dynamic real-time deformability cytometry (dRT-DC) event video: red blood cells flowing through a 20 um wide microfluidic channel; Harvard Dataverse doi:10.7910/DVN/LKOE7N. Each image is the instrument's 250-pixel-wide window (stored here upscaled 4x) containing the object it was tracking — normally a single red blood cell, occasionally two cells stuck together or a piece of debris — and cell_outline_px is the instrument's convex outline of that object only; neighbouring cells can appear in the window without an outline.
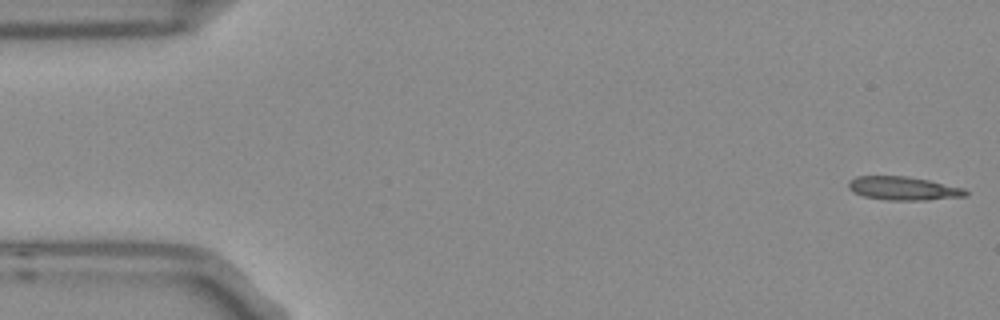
{"species": "Egyptian fruit bat (a non-hibernating species)", "species_latin": "Rousettus aegyptiacus", "temperature_condition": "room temperature", "stored_images_in_passage": 5, "camera_frame_rate_fps": 3000, "um_per_image_px": 0.085, "frame": {"image": 1, "passage_image": 1, "time_ms": 0.0, "image_size_px": [1000, 320], "cell_outline_px": [[968, 192], [964, 196], [924, 200], [888, 200], [864, 196], [852, 192], [848, 188], [848, 184], [856, 176], [908, 176], [928, 180], [964, 188]], "centroid_in_image_um": [76.76, 16.01], "position_along_channel_um": 8.2, "area_um2": 15.9}}
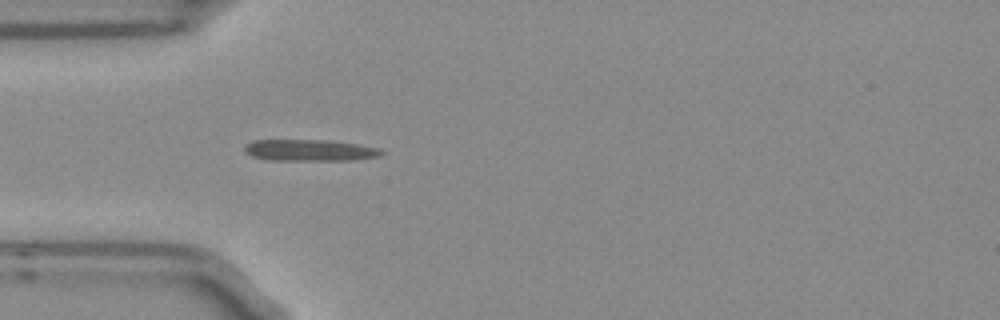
{"frame": {"image": 2, "passage_image": 5, "time_ms": 1.333, "image_size_px": [1000, 320], "cell_outline_px": [[384, 152], [380, 156], [352, 160], [268, 160], [252, 156], [244, 152], [244, 144], [252, 140], [328, 140], [356, 144], [380, 148]], "centroid_in_image_um": [26.29, 12.77], "position_along_channel_um": 58.7, "area_um2": 17.22}}